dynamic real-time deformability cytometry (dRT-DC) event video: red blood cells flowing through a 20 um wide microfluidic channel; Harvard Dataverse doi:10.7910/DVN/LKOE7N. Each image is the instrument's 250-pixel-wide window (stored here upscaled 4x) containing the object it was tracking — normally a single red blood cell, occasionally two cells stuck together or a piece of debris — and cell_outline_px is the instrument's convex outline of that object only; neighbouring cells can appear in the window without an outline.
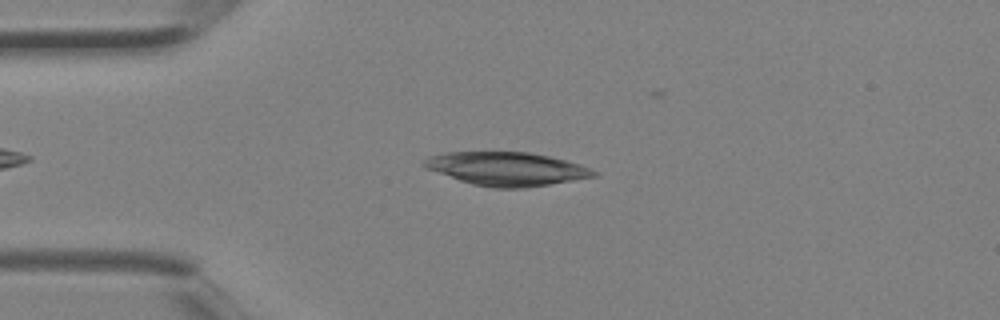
{"species": "Egyptian fruit bat (a non-hibernating species)", "species_latin": "Rousettus aegyptiacus", "temperature_condition": "room temperature", "stored_images_in_passage": 4, "camera_frame_rate_fps": 3000, "um_per_image_px": 0.085, "animal": {"sex": "female"}, "frame": {"image": 1, "passage_image": 3, "time_ms": 0.667, "image_size_px": [1000, 320], "cell_outline_px": [[596, 176], [524, 188], [492, 188], [472, 184], [424, 168], [420, 164], [428, 156], [444, 152], [528, 152], [548, 156], [580, 164], [596, 172]], "centroid_in_image_um": [42.98, 14.34], "position_along_channel_um": 42.0, "area_um2": 32.89}}
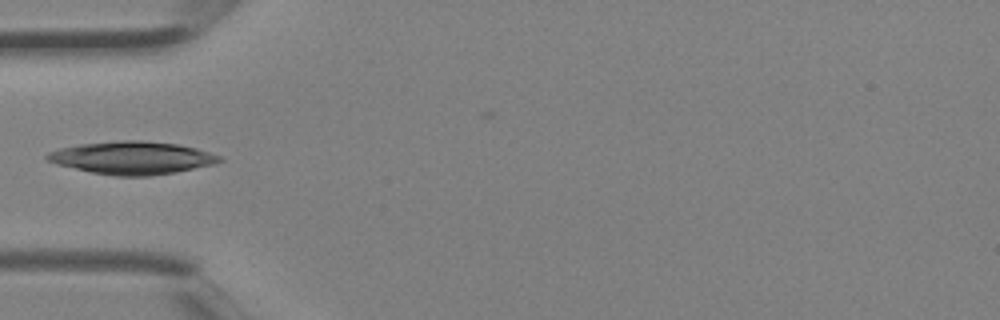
{"frame": {"image": 2, "passage_image": 4, "time_ms": 1.0, "image_size_px": [1000, 320], "cell_outline_px": [[224, 160], [212, 164], [176, 172], [148, 176], [116, 176], [92, 172], [56, 164], [48, 160], [44, 156], [48, 152], [60, 148], [80, 144], [120, 140], [140, 140], [176, 144], [196, 148], [220, 156]], "centroid_in_image_um": [11.21, 13.41], "position_along_channel_um": 73.8, "area_um2": 32.66}}